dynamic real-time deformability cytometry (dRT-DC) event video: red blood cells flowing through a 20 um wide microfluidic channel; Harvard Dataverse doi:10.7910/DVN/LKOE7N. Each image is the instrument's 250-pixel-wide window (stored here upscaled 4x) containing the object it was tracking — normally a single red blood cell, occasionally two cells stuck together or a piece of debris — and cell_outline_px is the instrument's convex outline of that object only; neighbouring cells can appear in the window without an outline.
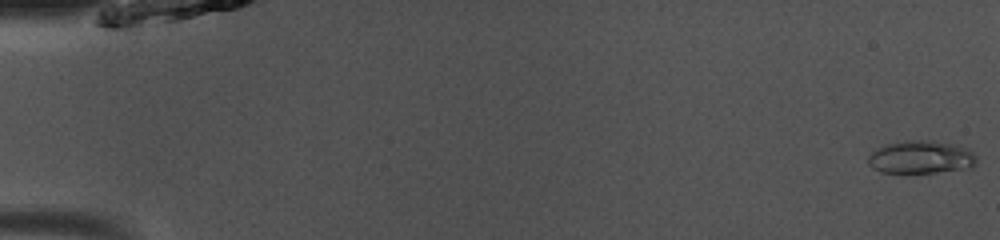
{"species": "common noctule bat (a hibernating species)", "species_latin": "Nyctalus noctula", "temperature_condition": "room temperature", "stored_images_in_passage": 49, "camera_frame_rate_fps": 3000, "um_per_image_px": 0.085, "animal": {"sex": "male", "body_mass_g": 13.0, "forearm_length_mm": 53.1}, "frame": {"image": 1, "passage_image": 1, "time_ms": 0.0, "image_size_px": [1000, 240], "cell_outline_px": [[976, 164], [972, 168], [936, 172], [880, 172], [872, 168], [868, 164], [868, 156], [872, 152], [888, 144], [908, 140], [936, 140], [968, 148], [976, 156]], "centroid_in_image_um": [78.32, 13.36], "position_along_channel_um": 6.7, "area_um2": 20.75}}
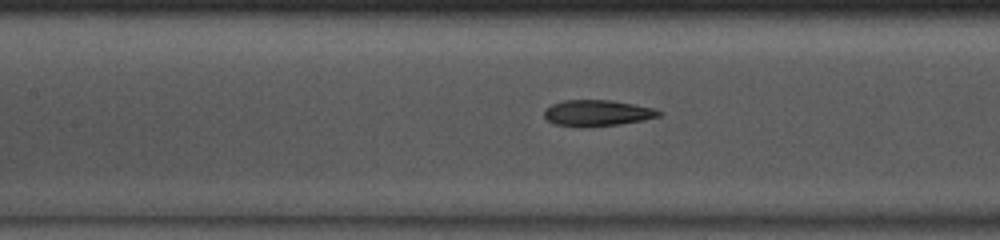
{"frame": {"image": 2, "passage_image": 23, "time_ms": 7.333, "image_size_px": [1000, 240], "cell_outline_px": [[664, 112], [660, 116], [644, 120], [620, 124], [556, 124], [548, 120], [544, 116], [544, 112], [552, 104], [564, 100], [612, 100], [656, 108]], "centroid_in_image_um": [50.88, 9.55], "position_along_channel_um": 156.5, "area_um2": 16.7}}
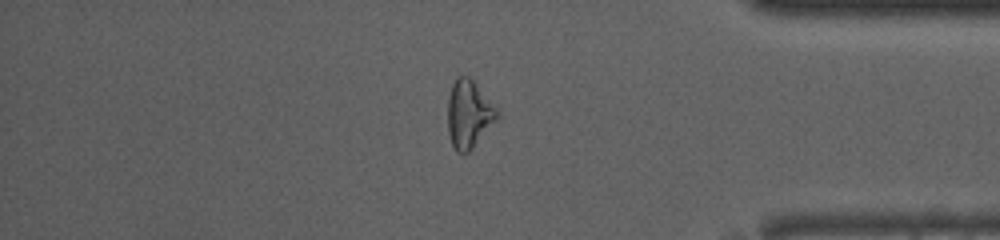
{"frame": {"image": 3, "passage_image": 42, "time_ms": 13.667, "image_size_px": [1000, 240], "cell_outline_px": [[500, 112], [496, 120], [472, 148], [468, 152], [456, 152], [452, 144], [448, 132], [448, 100], [452, 84], [456, 76], [468, 76], [496, 104]], "centroid_in_image_um": [39.86, 9.67], "position_along_channel_um": 395.3, "area_um2": 19.48}, "authors_computed_cell_mechanics": {"area_um2": 18.1492, "velocity_mm_per_s": 4.0968, "shape_relaxation_time_tau1_ms": 7.2581, "shape_relaxation_time_tau2_ms": 1.7153, "deformation_change_tau1": 0.1962, "deformation_change_tau2": 0.0955}}